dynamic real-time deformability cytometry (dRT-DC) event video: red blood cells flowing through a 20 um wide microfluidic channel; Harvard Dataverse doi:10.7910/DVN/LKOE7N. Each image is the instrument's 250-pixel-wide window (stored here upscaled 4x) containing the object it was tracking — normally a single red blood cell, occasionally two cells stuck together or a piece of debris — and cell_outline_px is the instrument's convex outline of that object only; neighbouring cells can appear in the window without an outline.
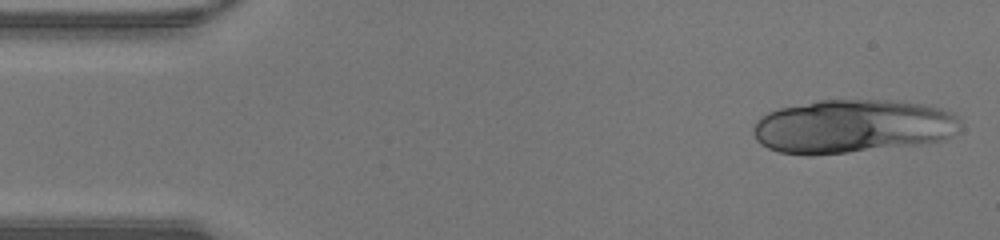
{"species": "human", "species_latin": "Homo sapiens", "temperature_condition": "warm", "stored_images_in_passage": 44, "camera_frame_rate_fps": 3000, "um_per_image_px": 0.085, "donor": {"sex": "male"}, "frame": {"image": 1, "passage_image": 1, "time_ms": 0.0, "image_size_px": [1000, 240], "cell_outline_px": [[960, 120], [956, 132], [944, 140], [920, 144], [812, 156], [808, 156], [780, 152], [768, 148], [760, 144], [756, 140], [752, 132], [756, 120], [760, 116], [768, 112], [780, 108], [816, 100], [900, 100], [924, 104], [940, 108], [952, 112]], "centroid_in_image_um": [72.43, 10.73], "position_along_channel_um": 12.6, "area_um2": 65.14}}
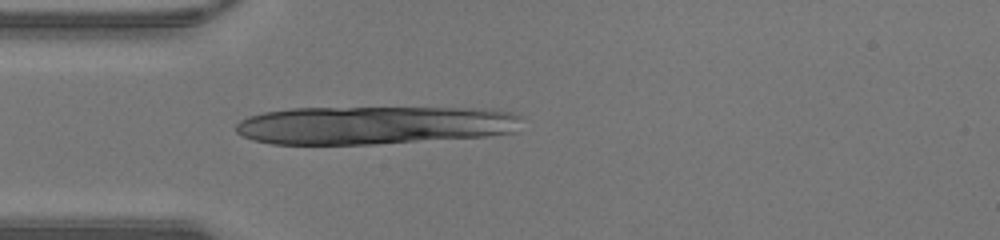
{"frame": {"image": 2, "passage_image": 11, "time_ms": 3.333, "image_size_px": [1000, 240], "cell_outline_px": [[524, 116], [516, 132], [484, 136], [376, 144], [272, 144], [252, 140], [236, 132], [236, 124], [240, 120], [248, 116], [264, 112], [292, 108], [492, 108], [512, 112]], "centroid_in_image_um": [31.86, 10.63], "position_along_channel_um": 53.1, "area_um2": 64.22}}